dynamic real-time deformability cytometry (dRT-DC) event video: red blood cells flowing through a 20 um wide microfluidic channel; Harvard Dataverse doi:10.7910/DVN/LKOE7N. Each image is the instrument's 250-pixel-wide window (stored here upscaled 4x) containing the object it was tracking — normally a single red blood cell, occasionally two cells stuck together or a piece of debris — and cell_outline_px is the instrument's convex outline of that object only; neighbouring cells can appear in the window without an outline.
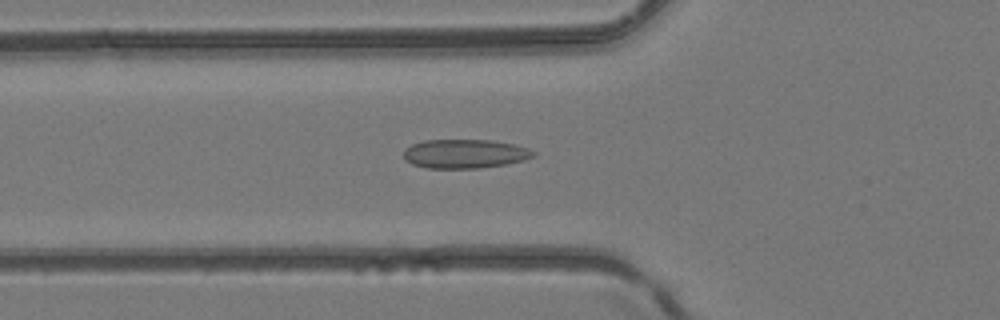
{"species": "common noctule bat (a hibernating species)", "species_latin": "Nyctalus noctula", "temperature_condition": "room temperature", "stored_images_in_passage": 4, "camera_frame_rate_fps": 3000, "um_per_image_px": 0.085, "animal": {"sex": "female", "body_mass_g": 24.6, "forearm_length_mm": 56.2}, "frame": {"image": 1, "passage_image": 4, "time_ms": 1.0, "image_size_px": [1000, 320], "cell_outline_px": [[536, 156], [524, 160], [508, 164], [480, 168], [428, 168], [412, 164], [404, 160], [404, 148], [412, 144], [424, 140], [492, 140], [516, 144], [528, 148], [536, 152]], "centroid_in_image_um": [39.54, 13.07], "position_along_channel_um": 86.3, "area_um2": 22.2}}